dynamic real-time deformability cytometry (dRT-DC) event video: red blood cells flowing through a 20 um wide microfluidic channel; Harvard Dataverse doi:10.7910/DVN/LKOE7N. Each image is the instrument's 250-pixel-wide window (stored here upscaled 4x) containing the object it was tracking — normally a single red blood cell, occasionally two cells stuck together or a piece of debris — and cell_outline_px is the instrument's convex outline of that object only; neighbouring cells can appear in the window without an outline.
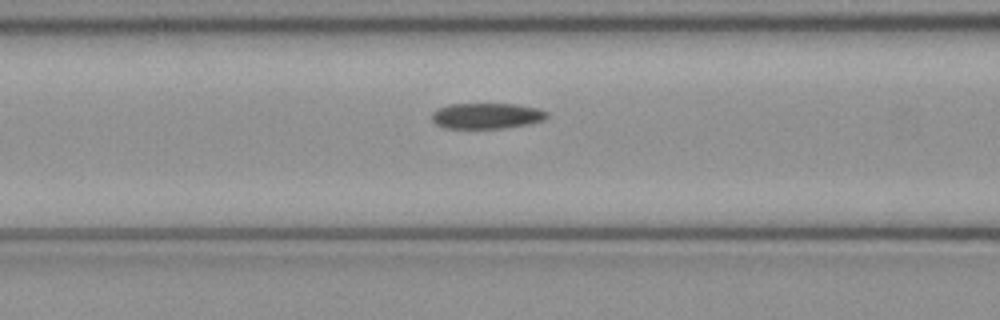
{"species": "common noctule bat (a hibernating species)", "species_latin": "Nyctalus noctula", "temperature_condition": "cold", "stored_images_in_passage": 44, "camera_frame_rate_fps": 3000, "um_per_image_px": 0.085, "animal": {"sex": "female", "body_mass_g": 21.9}, "frame": {"image": 1, "passage_image": 14, "time_ms": 4.333, "image_size_px": [1000, 320], "cell_outline_px": [[548, 116], [544, 120], [528, 124], [504, 128], [444, 128], [436, 124], [432, 120], [432, 112], [436, 108], [448, 104], [516, 104], [540, 108], [548, 112]], "centroid_in_image_um": [41.37, 9.84], "position_along_channel_um": 125.2, "area_um2": 17.46}}
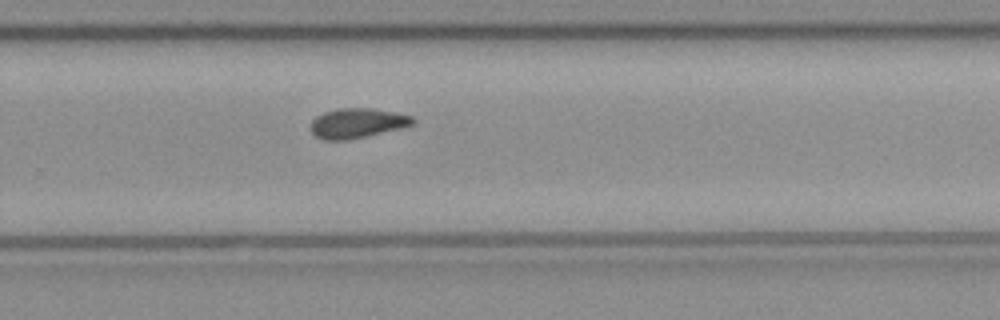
{"frame": {"image": 2, "passage_image": 27, "time_ms": 8.667, "image_size_px": [1000, 320], "cell_outline_px": [[416, 124], [404, 128], [368, 136], [348, 140], [324, 140], [316, 136], [312, 132], [312, 120], [316, 116], [324, 112], [340, 108], [368, 108], [396, 112], [412, 116], [416, 120]], "centroid_in_image_um": [30.43, 10.47], "position_along_channel_um": 299.4, "area_um2": 17.92}}
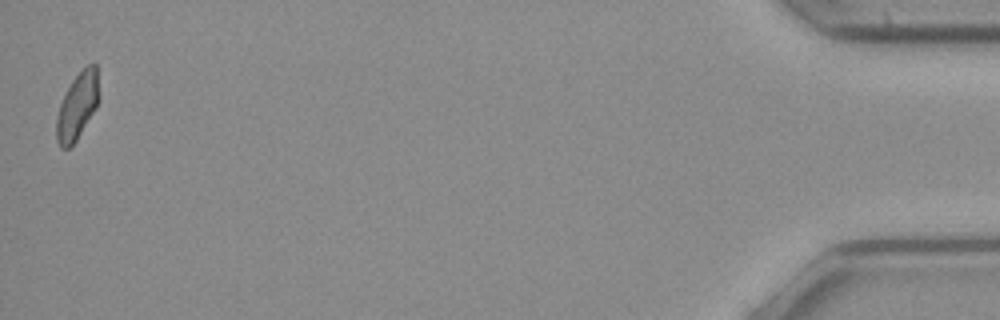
{"frame": {"image": 3, "passage_image": 44, "time_ms": 14.333, "image_size_px": [1000, 320], "cell_outline_px": [[96, 108], [76, 140], [68, 148], [60, 148], [56, 140], [56, 116], [60, 104], [72, 80], [88, 64], [96, 64]], "centroid_in_image_um": [6.51, 9.08], "position_along_channel_um": 428.7, "area_um2": 15.78}}